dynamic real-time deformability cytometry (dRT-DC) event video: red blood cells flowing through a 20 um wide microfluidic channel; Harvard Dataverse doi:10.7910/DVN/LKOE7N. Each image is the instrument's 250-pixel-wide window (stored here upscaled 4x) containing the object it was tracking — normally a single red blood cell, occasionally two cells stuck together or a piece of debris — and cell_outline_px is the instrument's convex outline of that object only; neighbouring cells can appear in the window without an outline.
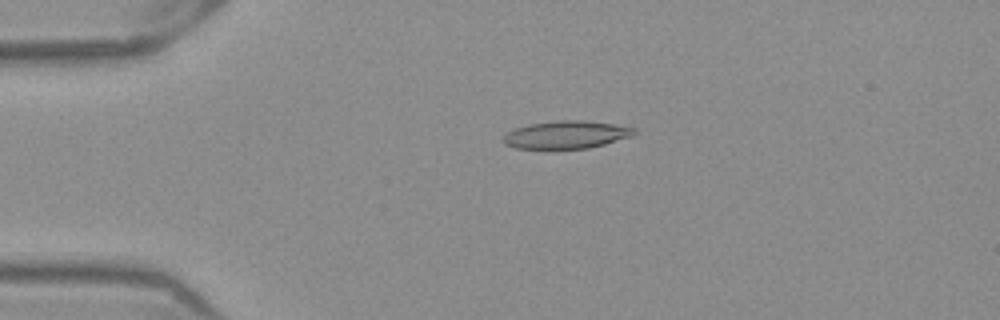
{"species": "Egyptian fruit bat (a non-hibernating species)", "species_latin": "Rousettus aegyptiacus", "temperature_condition": "warm", "stored_images_in_passage": 52, "camera_frame_rate_fps": 3000, "um_per_image_px": 0.085, "frame": {"image": 1, "passage_image": 12, "time_ms": 3.667, "image_size_px": [1000, 320], "cell_outline_px": [[640, 132], [632, 136], [604, 144], [588, 148], [516, 148], [504, 144], [500, 140], [508, 132], [516, 128], [528, 124], [556, 120], [580, 120], [616, 124], [636, 128]], "centroid_in_image_um": [48.16, 11.44], "position_along_channel_um": 36.8, "area_um2": 21.21}}
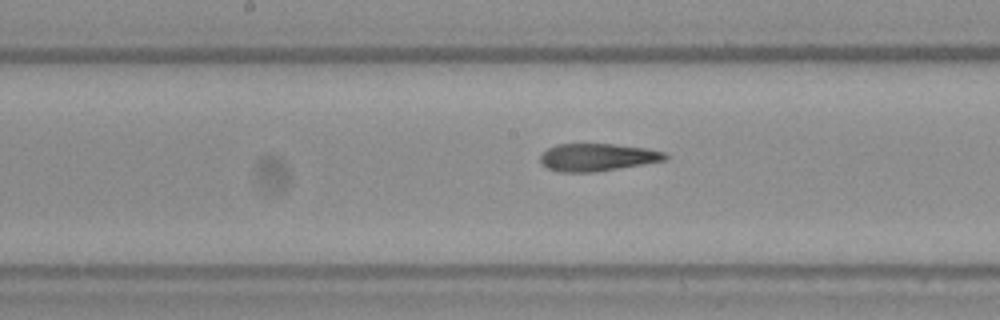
{"frame": {"image": 2, "passage_image": 27, "time_ms": 8.667, "image_size_px": [1000, 320], "cell_outline_px": [[668, 160], [596, 172], [560, 172], [548, 168], [540, 164], [540, 156], [548, 148], [556, 144], [616, 144], [648, 148], [664, 152], [668, 156]], "centroid_in_image_um": [50.79, 13.37], "position_along_channel_um": 197.4, "area_um2": 20.23}}
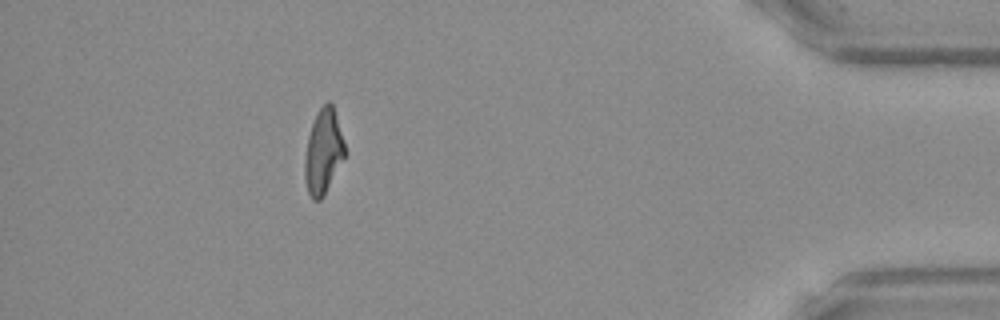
{"frame": {"image": 3, "passage_image": 47, "time_ms": 15.333, "image_size_px": [1000, 320], "cell_outline_px": [[344, 156], [324, 196], [320, 200], [312, 200], [308, 192], [304, 176], [304, 160], [308, 136], [312, 124], [320, 108], [328, 100], [332, 104], [344, 144]], "centroid_in_image_um": [27.45, 12.93], "position_along_channel_um": 407.8, "area_um2": 19.25}, "authors_computed_cell_mechanics": {"area_um2": 20.3167, "velocity_mm_per_s": 3.9362, "shape_relaxation_time_tau1_ms": null, "shape_relaxation_time_tau2_ms": 2.6747, "deformation_change_tau1": null, "deformation_change_tau2": 0.1361}}